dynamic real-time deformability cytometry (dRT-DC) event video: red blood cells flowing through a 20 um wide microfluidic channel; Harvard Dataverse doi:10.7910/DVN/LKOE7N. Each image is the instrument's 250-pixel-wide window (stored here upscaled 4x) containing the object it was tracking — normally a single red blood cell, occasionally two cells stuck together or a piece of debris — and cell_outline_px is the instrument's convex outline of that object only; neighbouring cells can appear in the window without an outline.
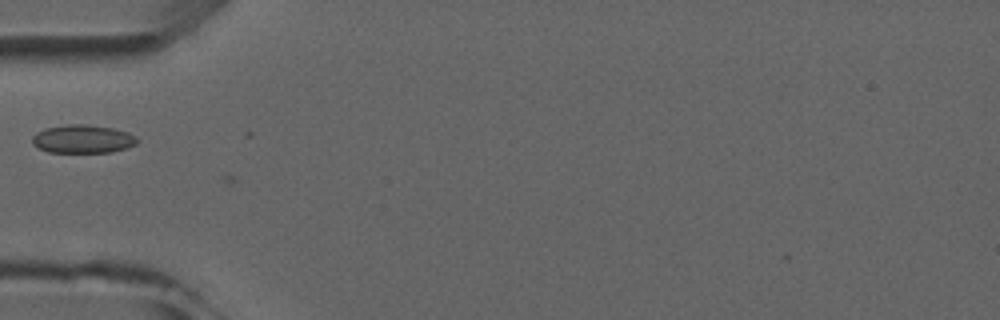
{"species": "common noctule bat (a hibernating species)", "species_latin": "Nyctalus noctula", "temperature_condition": "room temperature", "stored_images_in_passage": 4, "camera_frame_rate_fps": 3000, "um_per_image_px": 0.085, "animal": {"sex": "male", "forearm_length_mm": 52.5}, "frame": {"image": 1, "passage_image": 4, "time_ms": 3.333, "image_size_px": [1000, 320], "cell_outline_px": [[136, 144], [112, 152], [48, 152], [32, 144], [32, 136], [36, 132], [44, 128], [68, 124], [84, 124], [112, 128], [128, 132], [136, 136]], "centroid_in_image_um": [7.0, 11.81], "position_along_channel_um": 78.0, "area_um2": 17.22}}